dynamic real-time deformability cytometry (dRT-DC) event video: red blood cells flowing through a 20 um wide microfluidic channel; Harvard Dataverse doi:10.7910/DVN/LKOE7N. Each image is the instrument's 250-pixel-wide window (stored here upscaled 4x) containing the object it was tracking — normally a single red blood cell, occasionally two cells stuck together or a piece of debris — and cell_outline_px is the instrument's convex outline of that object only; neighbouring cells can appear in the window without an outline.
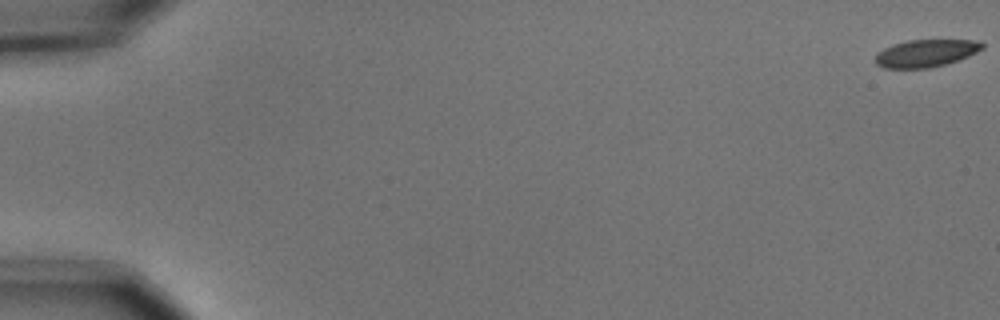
{"species": "common noctule bat (a hibernating species)", "species_latin": "Nyctalus noctula", "temperature_condition": "cold", "stored_images_in_passage": 3, "camera_frame_rate_fps": 3000, "um_per_image_px": 0.085, "animal": {"sex": "male", "body_mass_g": 15.6}, "frame": {"image": 1, "passage_image": 1, "time_ms": 0.0, "image_size_px": [1000, 320], "cell_outline_px": [[984, 48], [968, 56], [944, 64], [928, 68], [884, 68], [876, 64], [876, 52], [892, 44], [908, 40], [972, 40], [984, 44]], "centroid_in_image_um": [78.66, 4.52], "position_along_channel_um": 6.3, "area_um2": 16.94}}